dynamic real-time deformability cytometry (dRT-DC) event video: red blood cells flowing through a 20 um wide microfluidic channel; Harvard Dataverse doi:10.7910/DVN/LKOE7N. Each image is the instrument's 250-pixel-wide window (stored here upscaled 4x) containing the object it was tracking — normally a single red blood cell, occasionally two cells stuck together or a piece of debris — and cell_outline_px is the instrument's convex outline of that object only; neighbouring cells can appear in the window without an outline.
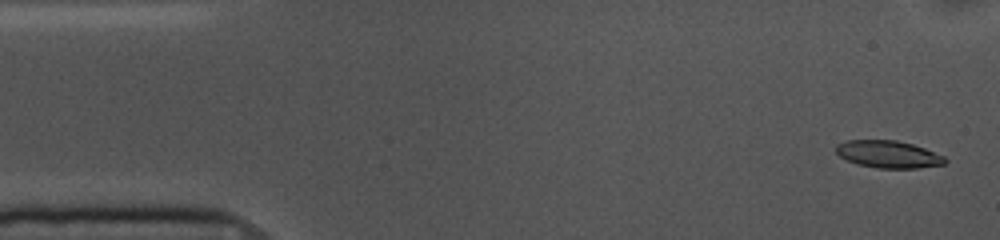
{"species": "common noctule bat (a hibernating species)", "species_latin": "Nyctalus noctula", "temperature_condition": "cold", "stored_images_in_passage": 54, "camera_frame_rate_fps": 3000, "um_per_image_px": 0.085, "animal": {"sex": "female", "body_mass_g": 10.0, "forearm_length_mm": 53.1}, "frame": {"image": 1, "passage_image": 2, "time_ms": 0.333, "image_size_px": [1000, 240], "cell_outline_px": [[948, 160], [944, 164], [916, 168], [876, 168], [856, 164], [840, 156], [836, 152], [836, 144], [844, 140], [896, 140], [912, 144], [924, 148], [944, 156]], "centroid_in_image_um": [75.48, 13.11], "position_along_channel_um": 9.5, "area_um2": 17.34}}
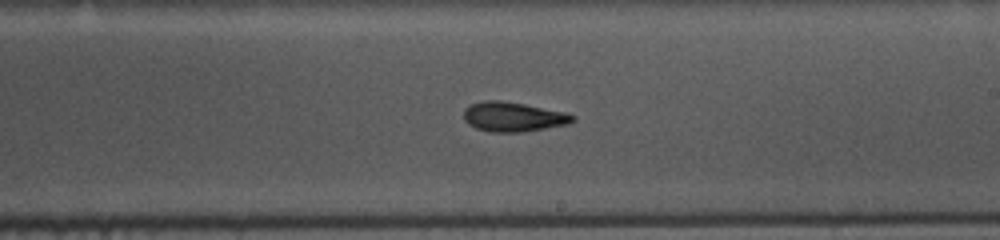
{"frame": {"image": 2, "passage_image": 30, "time_ms": 9.667, "image_size_px": [1000, 240], "cell_outline_px": [[576, 120], [568, 124], [524, 132], [492, 132], [476, 128], [468, 124], [464, 120], [464, 108], [468, 104], [484, 100], [500, 100], [524, 104], [568, 112], [576, 116]], "centroid_in_image_um": [43.63, 9.92], "position_along_channel_um": 245.4, "area_um2": 19.07}}
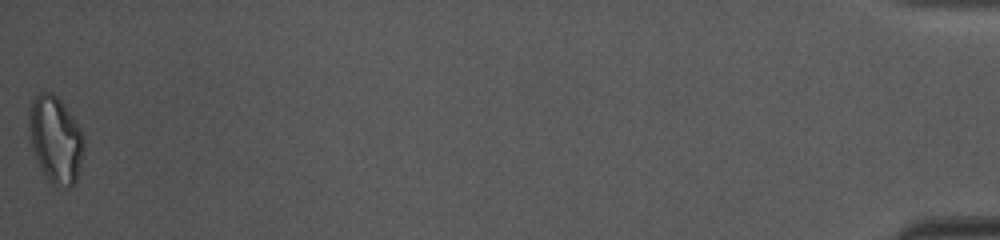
{"frame": {"image": 3, "passage_image": 54, "time_ms": 17.667, "image_size_px": [1000, 240], "cell_outline_px": [[84, 152], [76, 180], [72, 188], [56, 188], [48, 180], [32, 148], [28, 128], [28, 120], [32, 100], [40, 92], [52, 92], [60, 100], [72, 116], [80, 128], [84, 136]], "centroid_in_image_um": [4.74, 11.89], "position_along_channel_um": 430.5, "area_um2": 27.74}, "authors_computed_cell_mechanics": {"area_um2": 18.5249, "velocity_mm_per_s": 3.6205, "shape_relaxation_time_tau1_ms": 4.21, "shape_relaxation_time_tau2_ms": 5.201, "deformation_change_tau1": 0.1593, "deformation_change_tau2": 0.1141}}